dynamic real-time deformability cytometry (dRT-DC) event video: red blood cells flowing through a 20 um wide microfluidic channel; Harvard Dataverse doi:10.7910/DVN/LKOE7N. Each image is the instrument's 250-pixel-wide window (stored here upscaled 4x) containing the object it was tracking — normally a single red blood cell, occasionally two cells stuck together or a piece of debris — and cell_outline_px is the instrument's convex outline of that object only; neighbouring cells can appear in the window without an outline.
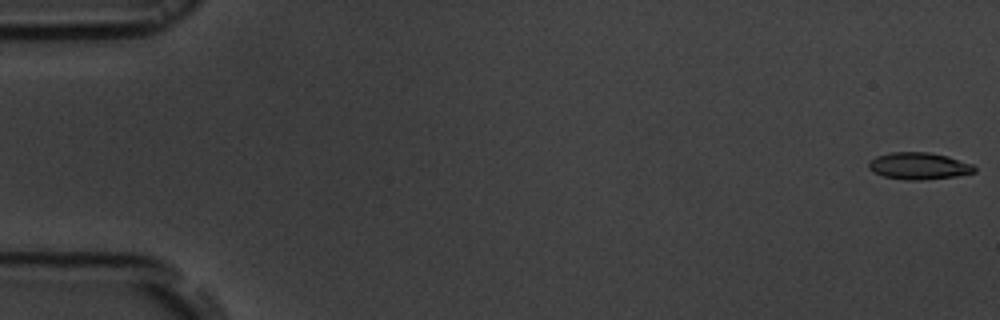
{"species": "common noctule bat (a hibernating species)", "species_latin": "Nyctalus noctula", "temperature_condition": "room temperature", "stored_images_in_passage": 56, "camera_frame_rate_fps": 3000, "um_per_image_px": 0.085, "animal": {"sex": "male", "body_mass_g": 19.5, "forearm_length_mm": 54.6}, "frame": {"image": 1, "passage_image": 1, "time_ms": 0.0, "image_size_px": [1000, 320], "cell_outline_px": [[976, 172], [956, 176], [920, 180], [908, 180], [884, 176], [872, 172], [868, 168], [868, 164], [876, 156], [892, 152], [928, 152], [948, 156], [972, 164], [976, 168]], "centroid_in_image_um": [78.11, 14.1], "position_along_channel_um": 6.9, "area_um2": 16.53}}
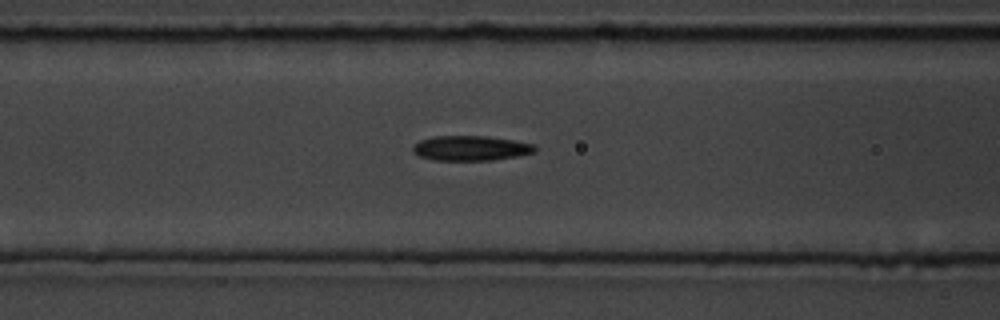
{"frame": {"image": 2, "passage_image": 23, "time_ms": 7.333, "image_size_px": [1000, 320], "cell_outline_px": [[536, 152], [516, 156], [492, 160], [436, 160], [420, 156], [412, 152], [412, 144], [420, 140], [432, 136], [488, 136], [536, 144]], "centroid_in_image_um": [40.0, 12.58], "position_along_channel_um": 126.6, "area_um2": 17.8}}
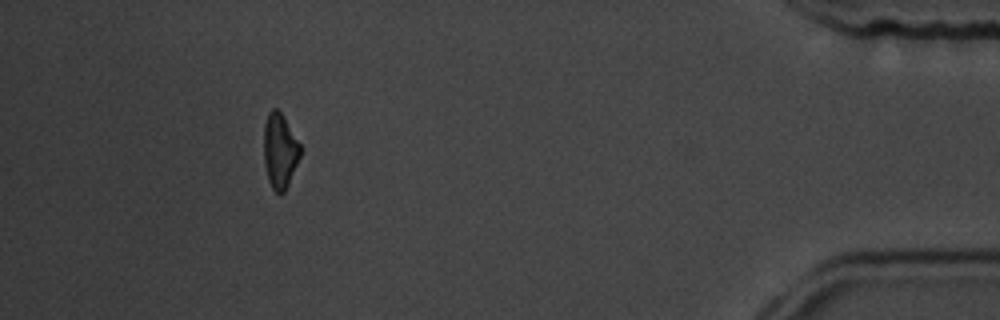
{"frame": {"image": 3, "passage_image": 51, "time_ms": 16.667, "image_size_px": [1000, 320], "cell_outline_px": [[300, 156], [288, 184], [284, 192], [276, 192], [272, 188], [268, 180], [264, 164], [264, 124], [268, 112], [272, 108], [276, 108], [284, 116], [300, 144]], "centroid_in_image_um": [23.77, 12.79], "position_along_channel_um": 411.4, "area_um2": 15.84}, "authors_computed_cell_mechanics": {"area_um2": 16.9643, "velocity_mm_per_s": 3.6941, "shape_relaxation_time_tau1_ms": 4.3251, "shape_relaxation_time_tau2_ms": null, "deformation_change_tau1": 0.1296, "deformation_change_tau2": null}}